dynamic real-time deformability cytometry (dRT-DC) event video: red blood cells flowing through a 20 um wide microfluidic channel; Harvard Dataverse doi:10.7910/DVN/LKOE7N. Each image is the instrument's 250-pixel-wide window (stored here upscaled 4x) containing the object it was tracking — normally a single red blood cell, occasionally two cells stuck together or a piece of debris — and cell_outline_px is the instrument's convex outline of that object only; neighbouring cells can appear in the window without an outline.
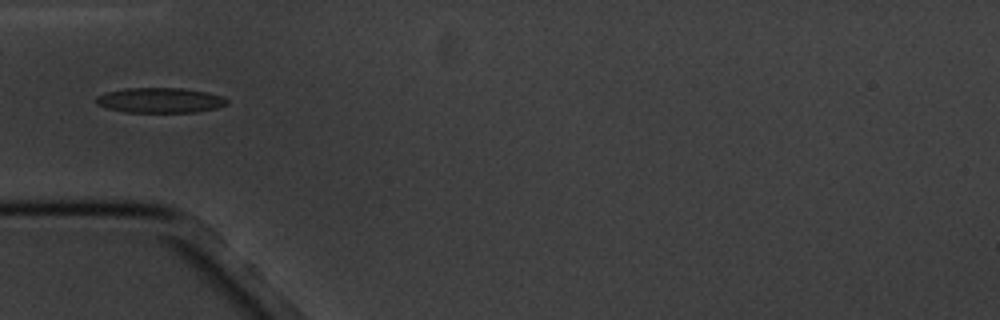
{"species": "common noctule bat (a hibernating species)", "species_latin": "Nyctalus noctula", "temperature_condition": "cold", "stored_images_in_passage": 16, "camera_frame_rate_fps": 3000, "um_per_image_px": 0.085, "animal": {"sex": "male", "body_mass_g": 20.1, "forearm_length_mm": 53.5}, "frame": {"image": 1, "passage_image": 5, "time_ms": 4.667, "image_size_px": [1000, 320], "cell_outline_px": [[228, 104], [216, 108], [196, 112], [124, 112], [108, 108], [96, 104], [96, 96], [104, 92], [124, 88], [184, 88], [208, 92], [220, 96], [228, 100]], "centroid_in_image_um": [13.58, 8.52], "position_along_channel_um": 71.4, "area_um2": 19.25}}
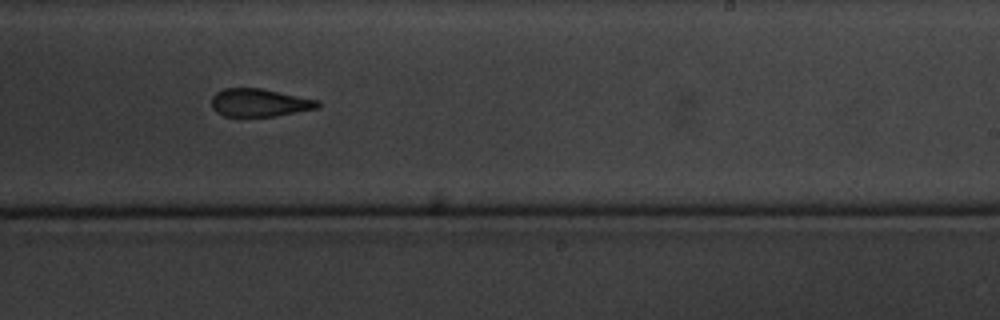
{"frame": {"image": 2, "passage_image": 10, "time_ms": 10.333, "image_size_px": [1000, 320], "cell_outline_px": [[320, 104], [316, 108], [276, 116], [224, 116], [216, 112], [212, 108], [212, 96], [216, 92], [224, 88], [260, 88], [320, 100]], "centroid_in_image_um": [22.03, 8.72], "position_along_channel_um": 267.0, "area_um2": 17.22}}
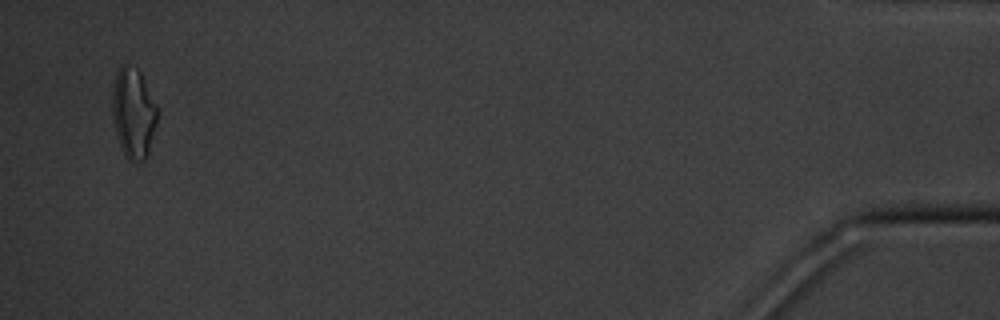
{"frame": {"image": 3, "passage_image": 16, "time_ms": 17.333, "image_size_px": [1000, 320], "cell_outline_px": [[156, 124], [148, 152], [144, 160], [136, 164], [132, 164], [124, 156], [116, 132], [112, 116], [112, 88], [116, 72], [124, 64], [136, 68], [140, 72], [156, 104]], "centroid_in_image_um": [11.31, 9.64], "position_along_channel_um": 423.9, "area_um2": 23.58}}